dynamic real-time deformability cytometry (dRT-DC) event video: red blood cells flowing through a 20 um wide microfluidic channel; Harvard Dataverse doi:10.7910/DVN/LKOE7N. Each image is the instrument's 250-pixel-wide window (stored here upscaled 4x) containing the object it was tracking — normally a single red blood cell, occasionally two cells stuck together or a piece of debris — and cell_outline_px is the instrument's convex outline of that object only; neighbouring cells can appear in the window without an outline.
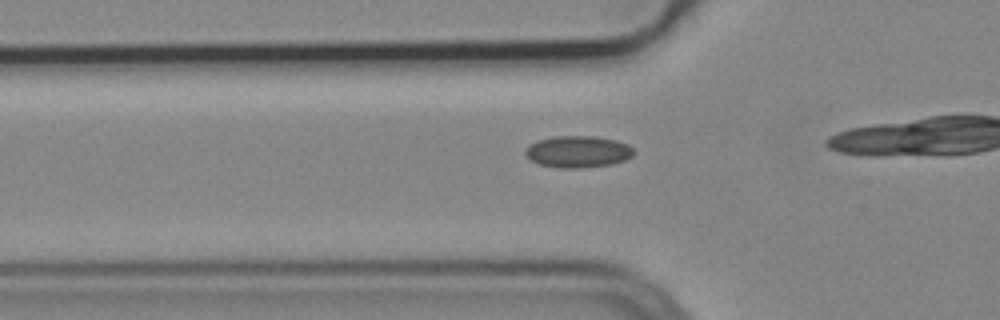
{"species": "common noctule bat (a hibernating species)", "species_latin": "Nyctalus noctula", "temperature_condition": "cold", "stored_images_in_passage": 10, "camera_frame_rate_fps": 3000, "um_per_image_px": 0.085, "animal": {"sex": "male", "body_mass_g": 19.2, "forearm_length_mm": 51.8}, "frame": {"image": 1, "passage_image": 5, "time_ms": 1.333, "image_size_px": [1000, 320], "cell_outline_px": [[632, 156], [624, 160], [612, 164], [580, 168], [560, 168], [540, 164], [532, 160], [524, 152], [524, 148], [536, 140], [552, 136], [592, 136], [616, 140], [628, 144], [632, 148]], "centroid_in_image_um": [49.09, 12.88], "position_along_channel_um": 76.7, "area_um2": 20.0}}